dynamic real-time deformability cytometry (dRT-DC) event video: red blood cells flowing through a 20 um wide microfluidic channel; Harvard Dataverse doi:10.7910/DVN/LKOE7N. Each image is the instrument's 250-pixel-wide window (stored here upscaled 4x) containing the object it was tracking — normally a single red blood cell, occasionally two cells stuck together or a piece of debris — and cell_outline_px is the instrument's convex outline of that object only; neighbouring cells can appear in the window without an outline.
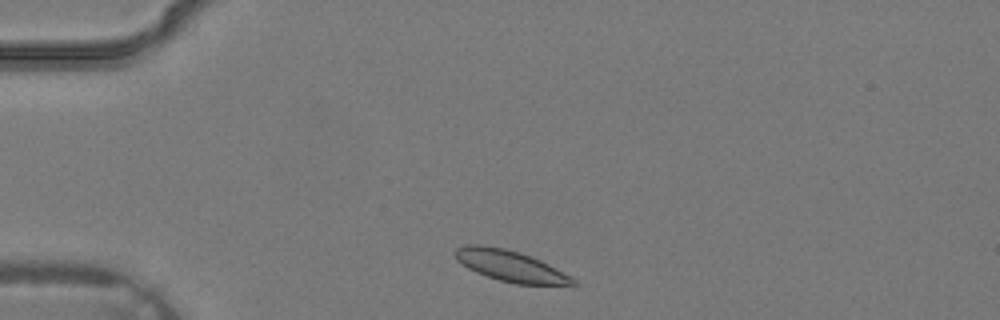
{"species": "common noctule bat (a hibernating species)", "species_latin": "Nyctalus noctula", "temperature_condition": "warm", "stored_images_in_passage": 2, "camera_frame_rate_fps": 3000, "um_per_image_px": 0.085, "animal": {"sex": "male", "body_mass_g": 19.2, "forearm_length_mm": 51.8}, "frame": {"image": 1, "passage_image": 1, "time_ms": 0.0, "image_size_px": [1000, 320], "cell_outline_px": [[580, 284], [576, 288], [572, 288], [516, 284], [500, 280], [476, 272], [468, 268], [456, 260], [456, 248], [468, 244], [480, 244], [504, 248], [520, 252], [540, 260], [548, 264], [576, 280]], "centroid_in_image_um": [43.52, 22.66], "position_along_channel_um": 41.5, "area_um2": 21.91}}